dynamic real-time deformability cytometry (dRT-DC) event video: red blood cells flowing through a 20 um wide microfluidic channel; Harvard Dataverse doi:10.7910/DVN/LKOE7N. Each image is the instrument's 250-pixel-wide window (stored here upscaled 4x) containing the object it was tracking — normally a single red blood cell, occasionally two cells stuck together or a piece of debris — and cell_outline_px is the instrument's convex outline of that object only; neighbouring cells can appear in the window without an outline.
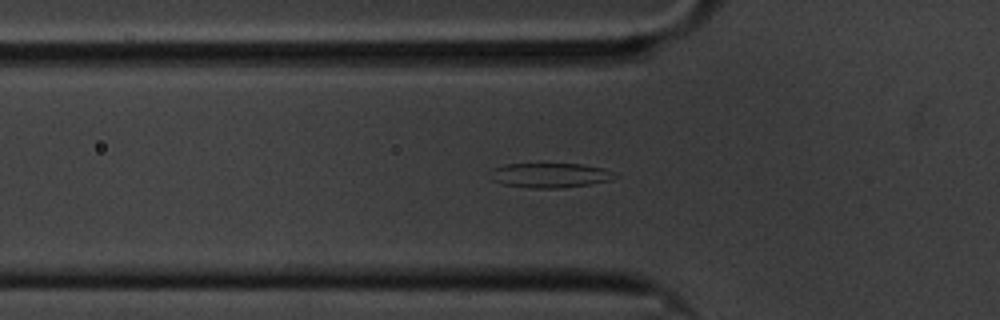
{"species": "common noctule bat (a hibernating species)", "species_latin": "Nyctalus noctula", "temperature_condition": "cold", "stored_images_in_passage": 21, "camera_frame_rate_fps": 3000, "um_per_image_px": 0.085, "animal": {"sex": "male", "body_mass_g": 20.1, "forearm_length_mm": 53.5}, "frame": {"image": 1, "passage_image": 7, "time_ms": 2.0, "image_size_px": [1000, 320], "cell_outline_px": [[620, 176], [612, 180], [592, 184], [560, 188], [528, 188], [504, 184], [492, 180], [484, 172], [492, 168], [508, 164], [580, 164], [604, 168]], "centroid_in_image_um": [46.71, 14.9], "position_along_channel_um": 79.1, "area_um2": 18.26}}
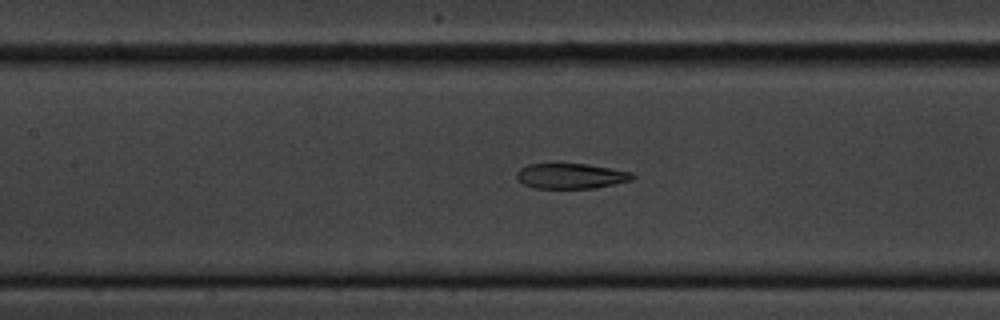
{"frame": {"image": 2, "passage_image": 14, "time_ms": 4.333, "image_size_px": [1000, 320], "cell_outline_px": [[636, 176], [632, 180], [596, 188], [536, 188], [524, 184], [516, 176], [516, 172], [520, 168], [528, 164], [588, 164], [632, 172]], "centroid_in_image_um": [48.55, 14.96], "position_along_channel_um": 158.8, "area_um2": 16.99}}
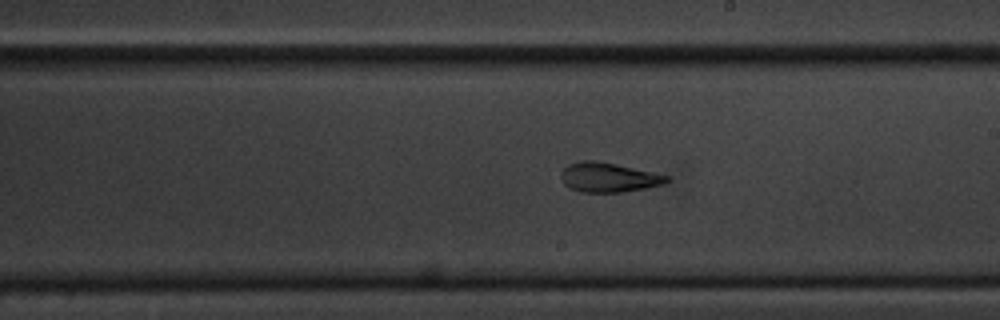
{"frame": {"image": 3, "passage_image": 21, "time_ms": 6.667, "image_size_px": [1000, 320], "cell_outline_px": [[672, 180], [664, 184], [648, 188], [624, 192], [580, 192], [564, 184], [560, 176], [560, 172], [568, 164], [584, 160], [596, 160], [616, 164], [652, 172], [668, 176]], "centroid_in_image_um": [51.74, 15.08], "position_along_channel_um": 237.3, "area_um2": 18.26}}